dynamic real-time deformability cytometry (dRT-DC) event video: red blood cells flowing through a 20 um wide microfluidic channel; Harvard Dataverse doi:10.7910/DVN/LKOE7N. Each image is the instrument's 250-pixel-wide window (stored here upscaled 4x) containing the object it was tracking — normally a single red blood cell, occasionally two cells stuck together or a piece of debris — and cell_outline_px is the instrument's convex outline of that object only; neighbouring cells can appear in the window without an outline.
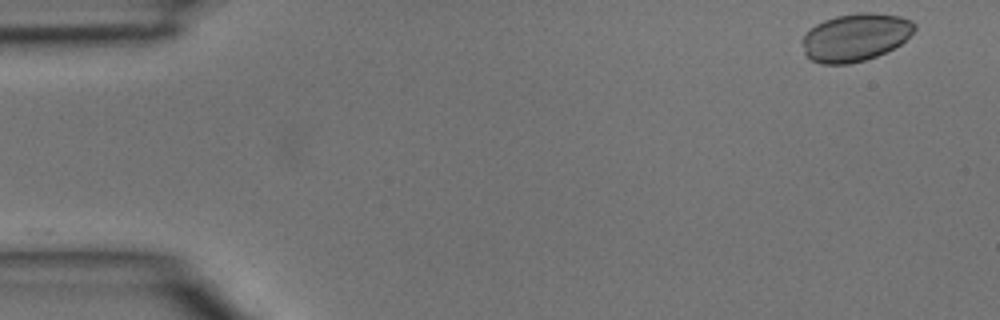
{"species": "common noctule bat (a hibernating species)", "species_latin": "Nyctalus noctula", "temperature_condition": "room temperature", "stored_images_in_passage": 5, "segment_of_instrument_passage": [2, 2], "camera_frame_rate_fps": 3000, "um_per_image_px": 0.085, "animal": {"sex": "male", "body_mass_g": 15.6}, "frame": {"image": 1, "passage_image": 5, "time_ms": 1.333, "image_size_px": [1000, 320], "cell_outline_px": [[916, 28], [900, 44], [876, 56], [864, 60], [848, 64], [820, 64], [812, 60], [804, 52], [804, 36], [816, 24], [824, 20], [836, 16], [860, 12], [872, 12], [900, 16], [912, 20], [916, 24]], "centroid_in_image_um": [72.73, 3.16], "position_along_channel_um": 12.3, "area_um2": 30.87}}